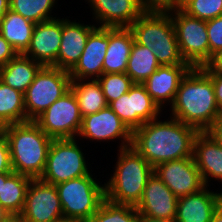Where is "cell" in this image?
Instances as JSON below:
<instances>
[{
  "mask_svg": "<svg viewBox=\"0 0 222 222\" xmlns=\"http://www.w3.org/2000/svg\"><path fill=\"white\" fill-rule=\"evenodd\" d=\"M56 3V0H9V9L37 24L57 18L51 15Z\"/></svg>",
  "mask_w": 222,
  "mask_h": 222,
  "instance_id": "obj_30",
  "label": "cell"
},
{
  "mask_svg": "<svg viewBox=\"0 0 222 222\" xmlns=\"http://www.w3.org/2000/svg\"><path fill=\"white\" fill-rule=\"evenodd\" d=\"M204 186L196 193L178 198L176 222H210L214 212L222 204V192L209 191Z\"/></svg>",
  "mask_w": 222,
  "mask_h": 222,
  "instance_id": "obj_21",
  "label": "cell"
},
{
  "mask_svg": "<svg viewBox=\"0 0 222 222\" xmlns=\"http://www.w3.org/2000/svg\"><path fill=\"white\" fill-rule=\"evenodd\" d=\"M96 180L90 172L55 185L64 219L87 221L97 212L105 199V184Z\"/></svg>",
  "mask_w": 222,
  "mask_h": 222,
  "instance_id": "obj_6",
  "label": "cell"
},
{
  "mask_svg": "<svg viewBox=\"0 0 222 222\" xmlns=\"http://www.w3.org/2000/svg\"><path fill=\"white\" fill-rule=\"evenodd\" d=\"M183 11L204 21L212 20L222 15V0H193Z\"/></svg>",
  "mask_w": 222,
  "mask_h": 222,
  "instance_id": "obj_33",
  "label": "cell"
},
{
  "mask_svg": "<svg viewBox=\"0 0 222 222\" xmlns=\"http://www.w3.org/2000/svg\"><path fill=\"white\" fill-rule=\"evenodd\" d=\"M58 222H86L84 220H73V219H63L61 221Z\"/></svg>",
  "mask_w": 222,
  "mask_h": 222,
  "instance_id": "obj_47",
  "label": "cell"
},
{
  "mask_svg": "<svg viewBox=\"0 0 222 222\" xmlns=\"http://www.w3.org/2000/svg\"><path fill=\"white\" fill-rule=\"evenodd\" d=\"M133 132L118 117V115L107 106L96 113L82 117V124L77 138L80 137L96 141H108L119 139V149L128 148L132 145Z\"/></svg>",
  "mask_w": 222,
  "mask_h": 222,
  "instance_id": "obj_13",
  "label": "cell"
},
{
  "mask_svg": "<svg viewBox=\"0 0 222 222\" xmlns=\"http://www.w3.org/2000/svg\"><path fill=\"white\" fill-rule=\"evenodd\" d=\"M160 66V63L150 48L134 41L126 69V74L134 83L142 84Z\"/></svg>",
  "mask_w": 222,
  "mask_h": 222,
  "instance_id": "obj_29",
  "label": "cell"
},
{
  "mask_svg": "<svg viewBox=\"0 0 222 222\" xmlns=\"http://www.w3.org/2000/svg\"><path fill=\"white\" fill-rule=\"evenodd\" d=\"M14 172L38 179L41 177L52 142L34 121L3 127Z\"/></svg>",
  "mask_w": 222,
  "mask_h": 222,
  "instance_id": "obj_3",
  "label": "cell"
},
{
  "mask_svg": "<svg viewBox=\"0 0 222 222\" xmlns=\"http://www.w3.org/2000/svg\"><path fill=\"white\" fill-rule=\"evenodd\" d=\"M65 18H62L61 44L56 63L53 66L70 72L78 63L87 39L97 25L96 23L82 24Z\"/></svg>",
  "mask_w": 222,
  "mask_h": 222,
  "instance_id": "obj_19",
  "label": "cell"
},
{
  "mask_svg": "<svg viewBox=\"0 0 222 222\" xmlns=\"http://www.w3.org/2000/svg\"><path fill=\"white\" fill-rule=\"evenodd\" d=\"M22 222H58L64 219L56 186L41 179L28 185L25 205L20 214Z\"/></svg>",
  "mask_w": 222,
  "mask_h": 222,
  "instance_id": "obj_12",
  "label": "cell"
},
{
  "mask_svg": "<svg viewBox=\"0 0 222 222\" xmlns=\"http://www.w3.org/2000/svg\"><path fill=\"white\" fill-rule=\"evenodd\" d=\"M193 158L204 186H209L210 179L222 182V147L207 131L196 135Z\"/></svg>",
  "mask_w": 222,
  "mask_h": 222,
  "instance_id": "obj_22",
  "label": "cell"
},
{
  "mask_svg": "<svg viewBox=\"0 0 222 222\" xmlns=\"http://www.w3.org/2000/svg\"><path fill=\"white\" fill-rule=\"evenodd\" d=\"M108 47V28L97 26L89 35L78 63L69 72L72 80L98 79Z\"/></svg>",
  "mask_w": 222,
  "mask_h": 222,
  "instance_id": "obj_18",
  "label": "cell"
},
{
  "mask_svg": "<svg viewBox=\"0 0 222 222\" xmlns=\"http://www.w3.org/2000/svg\"><path fill=\"white\" fill-rule=\"evenodd\" d=\"M144 12H172V0H139Z\"/></svg>",
  "mask_w": 222,
  "mask_h": 222,
  "instance_id": "obj_36",
  "label": "cell"
},
{
  "mask_svg": "<svg viewBox=\"0 0 222 222\" xmlns=\"http://www.w3.org/2000/svg\"><path fill=\"white\" fill-rule=\"evenodd\" d=\"M192 67L189 64L161 65L142 85L151 98L164 110V104L171 106L181 80Z\"/></svg>",
  "mask_w": 222,
  "mask_h": 222,
  "instance_id": "obj_20",
  "label": "cell"
},
{
  "mask_svg": "<svg viewBox=\"0 0 222 222\" xmlns=\"http://www.w3.org/2000/svg\"><path fill=\"white\" fill-rule=\"evenodd\" d=\"M144 123L132 134V147L154 168L166 161L193 156V144L199 131L170 116Z\"/></svg>",
  "mask_w": 222,
  "mask_h": 222,
  "instance_id": "obj_1",
  "label": "cell"
},
{
  "mask_svg": "<svg viewBox=\"0 0 222 222\" xmlns=\"http://www.w3.org/2000/svg\"><path fill=\"white\" fill-rule=\"evenodd\" d=\"M193 0H172V12L183 11Z\"/></svg>",
  "mask_w": 222,
  "mask_h": 222,
  "instance_id": "obj_41",
  "label": "cell"
},
{
  "mask_svg": "<svg viewBox=\"0 0 222 222\" xmlns=\"http://www.w3.org/2000/svg\"><path fill=\"white\" fill-rule=\"evenodd\" d=\"M0 193H1V174H0Z\"/></svg>",
  "mask_w": 222,
  "mask_h": 222,
  "instance_id": "obj_49",
  "label": "cell"
},
{
  "mask_svg": "<svg viewBox=\"0 0 222 222\" xmlns=\"http://www.w3.org/2000/svg\"><path fill=\"white\" fill-rule=\"evenodd\" d=\"M31 180V177L16 172L1 174L0 204L10 214L22 213Z\"/></svg>",
  "mask_w": 222,
  "mask_h": 222,
  "instance_id": "obj_26",
  "label": "cell"
},
{
  "mask_svg": "<svg viewBox=\"0 0 222 222\" xmlns=\"http://www.w3.org/2000/svg\"><path fill=\"white\" fill-rule=\"evenodd\" d=\"M129 29L134 41L150 48L160 65L188 64L181 55L168 12H143Z\"/></svg>",
  "mask_w": 222,
  "mask_h": 222,
  "instance_id": "obj_5",
  "label": "cell"
},
{
  "mask_svg": "<svg viewBox=\"0 0 222 222\" xmlns=\"http://www.w3.org/2000/svg\"><path fill=\"white\" fill-rule=\"evenodd\" d=\"M207 132L222 147V122H215Z\"/></svg>",
  "mask_w": 222,
  "mask_h": 222,
  "instance_id": "obj_40",
  "label": "cell"
},
{
  "mask_svg": "<svg viewBox=\"0 0 222 222\" xmlns=\"http://www.w3.org/2000/svg\"><path fill=\"white\" fill-rule=\"evenodd\" d=\"M68 71L54 66H42L24 93L26 122L34 121L50 105L70 90Z\"/></svg>",
  "mask_w": 222,
  "mask_h": 222,
  "instance_id": "obj_7",
  "label": "cell"
},
{
  "mask_svg": "<svg viewBox=\"0 0 222 222\" xmlns=\"http://www.w3.org/2000/svg\"><path fill=\"white\" fill-rule=\"evenodd\" d=\"M133 43L134 36L129 28H108L103 73H126Z\"/></svg>",
  "mask_w": 222,
  "mask_h": 222,
  "instance_id": "obj_23",
  "label": "cell"
},
{
  "mask_svg": "<svg viewBox=\"0 0 222 222\" xmlns=\"http://www.w3.org/2000/svg\"><path fill=\"white\" fill-rule=\"evenodd\" d=\"M99 27L129 28L144 12L139 0H85ZM100 24V25H99Z\"/></svg>",
  "mask_w": 222,
  "mask_h": 222,
  "instance_id": "obj_17",
  "label": "cell"
},
{
  "mask_svg": "<svg viewBox=\"0 0 222 222\" xmlns=\"http://www.w3.org/2000/svg\"><path fill=\"white\" fill-rule=\"evenodd\" d=\"M26 122L24 93L0 80V128Z\"/></svg>",
  "mask_w": 222,
  "mask_h": 222,
  "instance_id": "obj_28",
  "label": "cell"
},
{
  "mask_svg": "<svg viewBox=\"0 0 222 222\" xmlns=\"http://www.w3.org/2000/svg\"><path fill=\"white\" fill-rule=\"evenodd\" d=\"M10 213L0 204V221L8 216Z\"/></svg>",
  "mask_w": 222,
  "mask_h": 222,
  "instance_id": "obj_46",
  "label": "cell"
},
{
  "mask_svg": "<svg viewBox=\"0 0 222 222\" xmlns=\"http://www.w3.org/2000/svg\"><path fill=\"white\" fill-rule=\"evenodd\" d=\"M202 68L207 73H222V50L213 55L210 62Z\"/></svg>",
  "mask_w": 222,
  "mask_h": 222,
  "instance_id": "obj_39",
  "label": "cell"
},
{
  "mask_svg": "<svg viewBox=\"0 0 222 222\" xmlns=\"http://www.w3.org/2000/svg\"><path fill=\"white\" fill-rule=\"evenodd\" d=\"M34 122L52 139H77L82 116L73 91L56 100Z\"/></svg>",
  "mask_w": 222,
  "mask_h": 222,
  "instance_id": "obj_10",
  "label": "cell"
},
{
  "mask_svg": "<svg viewBox=\"0 0 222 222\" xmlns=\"http://www.w3.org/2000/svg\"><path fill=\"white\" fill-rule=\"evenodd\" d=\"M169 14L185 62L192 68L206 66L210 62L206 21L189 16L184 11Z\"/></svg>",
  "mask_w": 222,
  "mask_h": 222,
  "instance_id": "obj_9",
  "label": "cell"
},
{
  "mask_svg": "<svg viewBox=\"0 0 222 222\" xmlns=\"http://www.w3.org/2000/svg\"><path fill=\"white\" fill-rule=\"evenodd\" d=\"M115 170L105 184V198L117 204L136 206L154 168L132 146L118 149Z\"/></svg>",
  "mask_w": 222,
  "mask_h": 222,
  "instance_id": "obj_4",
  "label": "cell"
},
{
  "mask_svg": "<svg viewBox=\"0 0 222 222\" xmlns=\"http://www.w3.org/2000/svg\"><path fill=\"white\" fill-rule=\"evenodd\" d=\"M42 65L24 54H17L0 68V80L11 88L25 93Z\"/></svg>",
  "mask_w": 222,
  "mask_h": 222,
  "instance_id": "obj_24",
  "label": "cell"
},
{
  "mask_svg": "<svg viewBox=\"0 0 222 222\" xmlns=\"http://www.w3.org/2000/svg\"><path fill=\"white\" fill-rule=\"evenodd\" d=\"M35 23L9 9L0 19V34L18 54L28 49Z\"/></svg>",
  "mask_w": 222,
  "mask_h": 222,
  "instance_id": "obj_25",
  "label": "cell"
},
{
  "mask_svg": "<svg viewBox=\"0 0 222 222\" xmlns=\"http://www.w3.org/2000/svg\"><path fill=\"white\" fill-rule=\"evenodd\" d=\"M13 172L9 144L4 129L0 128V174Z\"/></svg>",
  "mask_w": 222,
  "mask_h": 222,
  "instance_id": "obj_35",
  "label": "cell"
},
{
  "mask_svg": "<svg viewBox=\"0 0 222 222\" xmlns=\"http://www.w3.org/2000/svg\"><path fill=\"white\" fill-rule=\"evenodd\" d=\"M18 53L8 43V41L0 34V68L4 67Z\"/></svg>",
  "mask_w": 222,
  "mask_h": 222,
  "instance_id": "obj_37",
  "label": "cell"
},
{
  "mask_svg": "<svg viewBox=\"0 0 222 222\" xmlns=\"http://www.w3.org/2000/svg\"><path fill=\"white\" fill-rule=\"evenodd\" d=\"M153 173L177 198L196 193L204 187L193 156L157 164Z\"/></svg>",
  "mask_w": 222,
  "mask_h": 222,
  "instance_id": "obj_14",
  "label": "cell"
},
{
  "mask_svg": "<svg viewBox=\"0 0 222 222\" xmlns=\"http://www.w3.org/2000/svg\"><path fill=\"white\" fill-rule=\"evenodd\" d=\"M107 104L127 93L134 85L126 73H103L98 79Z\"/></svg>",
  "mask_w": 222,
  "mask_h": 222,
  "instance_id": "obj_32",
  "label": "cell"
},
{
  "mask_svg": "<svg viewBox=\"0 0 222 222\" xmlns=\"http://www.w3.org/2000/svg\"><path fill=\"white\" fill-rule=\"evenodd\" d=\"M178 198L156 175L147 180L141 200L135 206L140 216L175 220Z\"/></svg>",
  "mask_w": 222,
  "mask_h": 222,
  "instance_id": "obj_15",
  "label": "cell"
},
{
  "mask_svg": "<svg viewBox=\"0 0 222 222\" xmlns=\"http://www.w3.org/2000/svg\"><path fill=\"white\" fill-rule=\"evenodd\" d=\"M210 60L213 55L222 50V15L206 21Z\"/></svg>",
  "mask_w": 222,
  "mask_h": 222,
  "instance_id": "obj_34",
  "label": "cell"
},
{
  "mask_svg": "<svg viewBox=\"0 0 222 222\" xmlns=\"http://www.w3.org/2000/svg\"><path fill=\"white\" fill-rule=\"evenodd\" d=\"M170 116L199 132L207 131L218 119L219 107L215 100L210 75L202 68H191L176 92Z\"/></svg>",
  "mask_w": 222,
  "mask_h": 222,
  "instance_id": "obj_2",
  "label": "cell"
},
{
  "mask_svg": "<svg viewBox=\"0 0 222 222\" xmlns=\"http://www.w3.org/2000/svg\"><path fill=\"white\" fill-rule=\"evenodd\" d=\"M108 106L132 132L144 123L160 117L163 112L140 83H134L127 93L110 102Z\"/></svg>",
  "mask_w": 222,
  "mask_h": 222,
  "instance_id": "obj_11",
  "label": "cell"
},
{
  "mask_svg": "<svg viewBox=\"0 0 222 222\" xmlns=\"http://www.w3.org/2000/svg\"><path fill=\"white\" fill-rule=\"evenodd\" d=\"M211 77L215 100L219 108L222 107V73H208Z\"/></svg>",
  "mask_w": 222,
  "mask_h": 222,
  "instance_id": "obj_38",
  "label": "cell"
},
{
  "mask_svg": "<svg viewBox=\"0 0 222 222\" xmlns=\"http://www.w3.org/2000/svg\"><path fill=\"white\" fill-rule=\"evenodd\" d=\"M86 222H140V215L135 206L113 203L105 198Z\"/></svg>",
  "mask_w": 222,
  "mask_h": 222,
  "instance_id": "obj_31",
  "label": "cell"
},
{
  "mask_svg": "<svg viewBox=\"0 0 222 222\" xmlns=\"http://www.w3.org/2000/svg\"><path fill=\"white\" fill-rule=\"evenodd\" d=\"M216 122H222V107L219 108V115H218V119Z\"/></svg>",
  "mask_w": 222,
  "mask_h": 222,
  "instance_id": "obj_48",
  "label": "cell"
},
{
  "mask_svg": "<svg viewBox=\"0 0 222 222\" xmlns=\"http://www.w3.org/2000/svg\"><path fill=\"white\" fill-rule=\"evenodd\" d=\"M210 222H222V204L214 212Z\"/></svg>",
  "mask_w": 222,
  "mask_h": 222,
  "instance_id": "obj_44",
  "label": "cell"
},
{
  "mask_svg": "<svg viewBox=\"0 0 222 222\" xmlns=\"http://www.w3.org/2000/svg\"><path fill=\"white\" fill-rule=\"evenodd\" d=\"M0 222H22L21 216L19 214H9Z\"/></svg>",
  "mask_w": 222,
  "mask_h": 222,
  "instance_id": "obj_43",
  "label": "cell"
},
{
  "mask_svg": "<svg viewBox=\"0 0 222 222\" xmlns=\"http://www.w3.org/2000/svg\"><path fill=\"white\" fill-rule=\"evenodd\" d=\"M76 141V138L52 140L46 165L39 179L57 185L91 172L84 157L86 154L82 152V148Z\"/></svg>",
  "mask_w": 222,
  "mask_h": 222,
  "instance_id": "obj_8",
  "label": "cell"
},
{
  "mask_svg": "<svg viewBox=\"0 0 222 222\" xmlns=\"http://www.w3.org/2000/svg\"><path fill=\"white\" fill-rule=\"evenodd\" d=\"M73 91L82 117L98 112L108 106L97 79L72 80Z\"/></svg>",
  "mask_w": 222,
  "mask_h": 222,
  "instance_id": "obj_27",
  "label": "cell"
},
{
  "mask_svg": "<svg viewBox=\"0 0 222 222\" xmlns=\"http://www.w3.org/2000/svg\"><path fill=\"white\" fill-rule=\"evenodd\" d=\"M62 37V19L59 17L35 24L30 45L25 56L42 66L56 63Z\"/></svg>",
  "mask_w": 222,
  "mask_h": 222,
  "instance_id": "obj_16",
  "label": "cell"
},
{
  "mask_svg": "<svg viewBox=\"0 0 222 222\" xmlns=\"http://www.w3.org/2000/svg\"><path fill=\"white\" fill-rule=\"evenodd\" d=\"M140 222H176V221L175 220L151 218L148 216H140Z\"/></svg>",
  "mask_w": 222,
  "mask_h": 222,
  "instance_id": "obj_42",
  "label": "cell"
},
{
  "mask_svg": "<svg viewBox=\"0 0 222 222\" xmlns=\"http://www.w3.org/2000/svg\"><path fill=\"white\" fill-rule=\"evenodd\" d=\"M9 10V0H0V19Z\"/></svg>",
  "mask_w": 222,
  "mask_h": 222,
  "instance_id": "obj_45",
  "label": "cell"
}]
</instances>
